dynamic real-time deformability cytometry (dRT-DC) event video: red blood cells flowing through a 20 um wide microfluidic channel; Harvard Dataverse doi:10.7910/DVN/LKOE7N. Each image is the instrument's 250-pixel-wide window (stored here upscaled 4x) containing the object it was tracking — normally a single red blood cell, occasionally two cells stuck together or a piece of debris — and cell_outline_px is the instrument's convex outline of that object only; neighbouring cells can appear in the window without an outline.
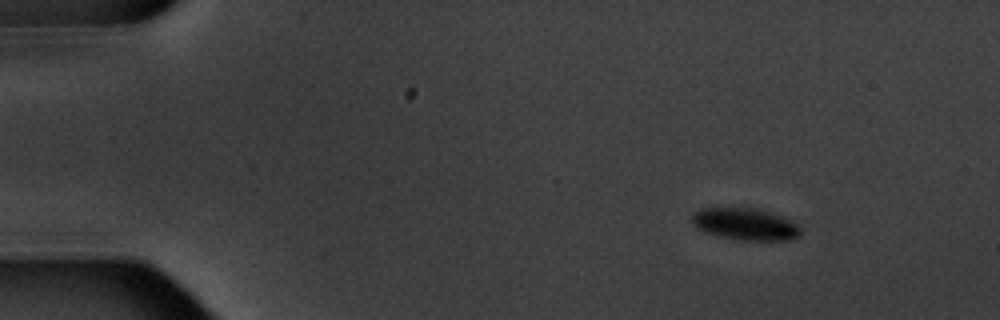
{"species": "common noctule bat (a hibernating species)", "species_latin": "Nyctalus noctula", "temperature_condition": "warm", "stored_images_in_passage": 6, "camera_frame_rate_fps": 3000, "um_per_image_px": 0.085, "animal": {"sex": "male", "body_mass_g": 20.1, "forearm_length_mm": 53.5}, "frame": {"image": 1, "passage_image": 2, "time_ms": 1.333, "image_size_px": [1000, 320], "cell_outline_px": [[800, 236], [792, 240], [740, 240], [720, 236], [704, 232], [696, 228], [692, 224], [692, 212], [700, 208], [752, 208], [768, 212], [780, 216], [796, 224], [800, 228]], "centroid_in_image_um": [63.29, 19.06], "position_along_channel_um": 21.7, "area_um2": 20.11}}
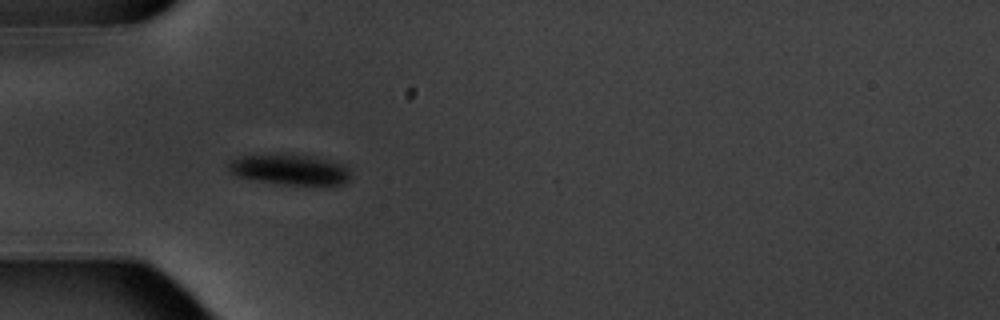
{"frame": {"image": 2, "passage_image": 5, "time_ms": 5.0, "image_size_px": [1000, 320], "cell_outline_px": [[348, 180], [344, 184], [280, 184], [248, 180], [236, 176], [228, 172], [228, 160], [240, 156], [308, 156], [344, 164], [348, 168]], "centroid_in_image_um": [24.54, 14.45], "position_along_channel_um": 60.5, "area_um2": 21.15}}
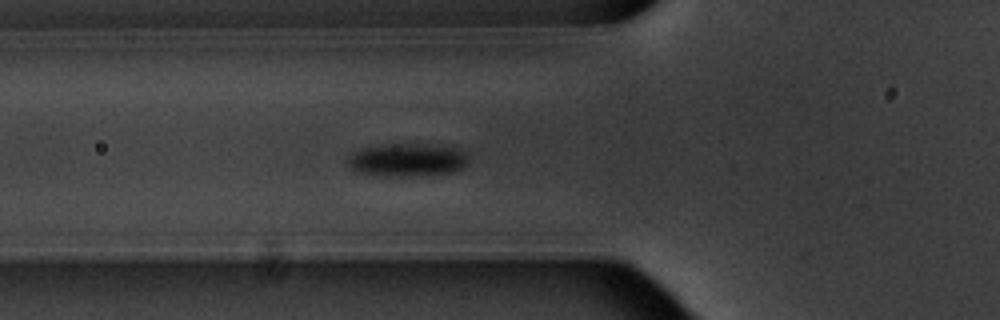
{"frame": {"image": 3, "passage_image": 6, "time_ms": 6.0, "image_size_px": [1000, 320], "cell_outline_px": [[468, 164], [464, 168], [456, 172], [412, 176], [388, 176], [356, 172], [348, 164], [348, 156], [364, 148], [400, 144], [428, 144], [460, 148], [468, 156]], "centroid_in_image_um": [34.72, 13.61], "position_along_channel_um": 91.1, "area_um2": 23.18}}